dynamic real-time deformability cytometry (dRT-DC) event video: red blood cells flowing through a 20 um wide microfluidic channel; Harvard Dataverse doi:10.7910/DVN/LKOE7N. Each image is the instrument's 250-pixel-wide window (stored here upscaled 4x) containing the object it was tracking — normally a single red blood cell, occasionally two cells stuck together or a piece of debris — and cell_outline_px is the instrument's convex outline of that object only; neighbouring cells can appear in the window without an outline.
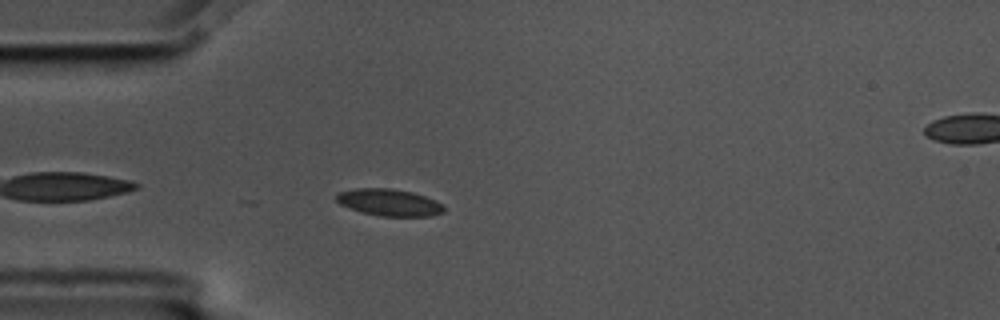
{"species": "common noctule bat (a hibernating species)", "species_latin": "Nyctalus noctula", "temperature_condition": "cold", "stored_images_in_passage": 3, "camera_frame_rate_fps": 3000, "um_per_image_px": 0.085, "animal": {"sex": "male", "body_mass_g": 17.5, "forearm_length_mm": 52.3}, "frame": {"image": 1, "passage_image": 3, "time_ms": 0.667, "image_size_px": [1000, 320], "cell_outline_px": [[444, 212], [432, 216], [380, 216], [364, 212], [340, 204], [336, 200], [336, 196], [340, 192], [356, 188], [388, 188], [412, 192], [436, 200], [444, 204]], "centroid_in_image_um": [33.13, 17.21], "position_along_channel_um": 51.9, "area_um2": 16.7}}